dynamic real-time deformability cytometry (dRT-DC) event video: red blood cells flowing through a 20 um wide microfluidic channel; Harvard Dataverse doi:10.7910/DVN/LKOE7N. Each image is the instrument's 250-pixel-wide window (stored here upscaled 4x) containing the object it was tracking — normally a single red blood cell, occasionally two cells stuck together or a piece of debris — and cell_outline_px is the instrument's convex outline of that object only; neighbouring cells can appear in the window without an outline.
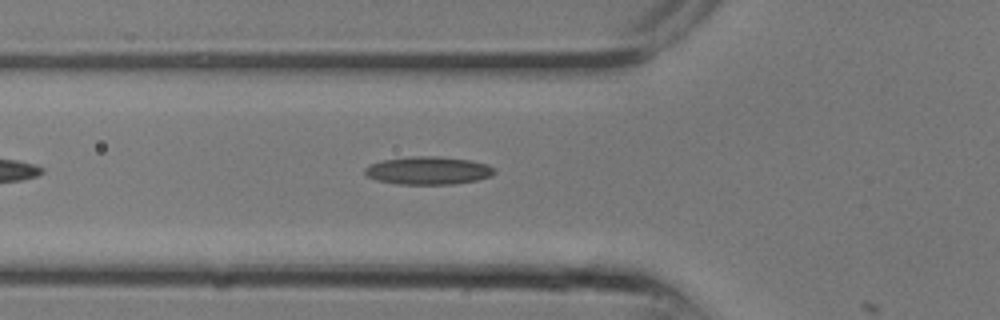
{"species": "common noctule bat (a hibernating species)", "species_latin": "Nyctalus noctula", "temperature_condition": "room temperature", "stored_images_in_passage": 9, "camera_frame_rate_fps": 3000, "um_per_image_px": 0.085, "animal": {"sex": "male", "body_mass_g": 13.3}, "frame": {"image": 1, "passage_image": 9, "time_ms": 2.667, "image_size_px": [1000, 320], "cell_outline_px": [[496, 172], [492, 176], [476, 180], [452, 184], [396, 184], [376, 180], [368, 176], [364, 172], [364, 168], [368, 164], [380, 160], [408, 156], [440, 156], [472, 160], [488, 164], [496, 168]], "centroid_in_image_um": [36.4, 14.48], "position_along_channel_um": 89.4, "area_um2": 21.5}}